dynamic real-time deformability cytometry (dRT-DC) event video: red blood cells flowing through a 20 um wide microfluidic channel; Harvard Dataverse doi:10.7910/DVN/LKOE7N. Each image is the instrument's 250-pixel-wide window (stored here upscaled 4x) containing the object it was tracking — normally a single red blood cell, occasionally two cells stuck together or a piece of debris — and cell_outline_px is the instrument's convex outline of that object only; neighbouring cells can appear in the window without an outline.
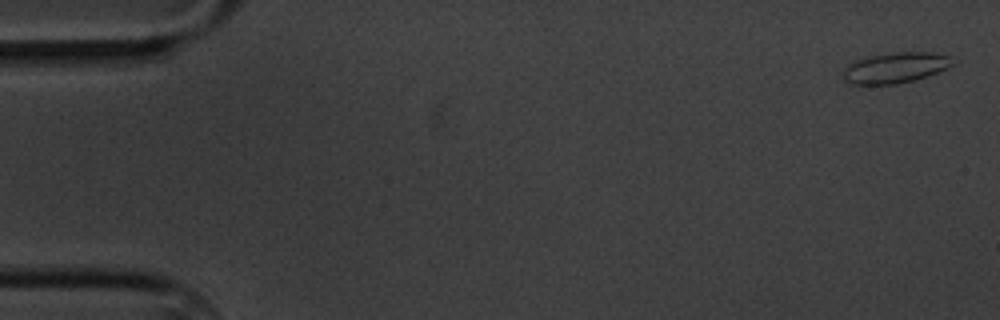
{"species": "common noctule bat (a hibernating species)", "species_latin": "Nyctalus noctula", "temperature_condition": "cold", "stored_images_in_passage": 10, "camera_frame_rate_fps": 3000, "um_per_image_px": 0.085, "animal": {"sex": "male", "body_mass_g": 20.1, "forearm_length_mm": 53.5}, "frame": {"image": 1, "passage_image": 1, "time_ms": 0.0, "image_size_px": [1000, 320], "cell_outline_px": [[956, 64], [948, 68], [928, 76], [916, 80], [896, 84], [848, 84], [844, 80], [840, 72], [848, 64], [856, 60], [868, 56], [892, 52], [928, 52], [948, 56]], "centroid_in_image_um": [76.07, 5.76], "position_along_channel_um": 8.9, "area_um2": 19.83}}
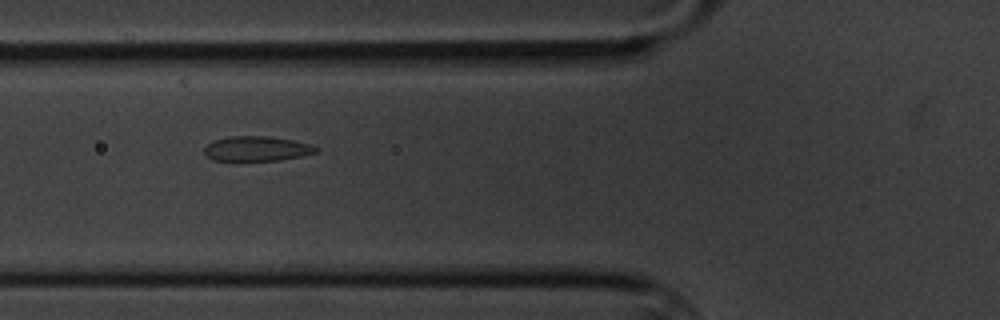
{"frame": {"image": 2, "passage_image": 6, "time_ms": 6.667, "image_size_px": [1000, 320], "cell_outline_px": [[320, 152], [280, 160], [236, 164], [232, 164], [212, 160], [204, 152], [204, 148], [212, 140], [228, 136], [268, 136], [292, 140], [308, 144], [320, 148]], "centroid_in_image_um": [21.75, 12.69], "position_along_channel_um": 104.0, "area_um2": 17.17}}
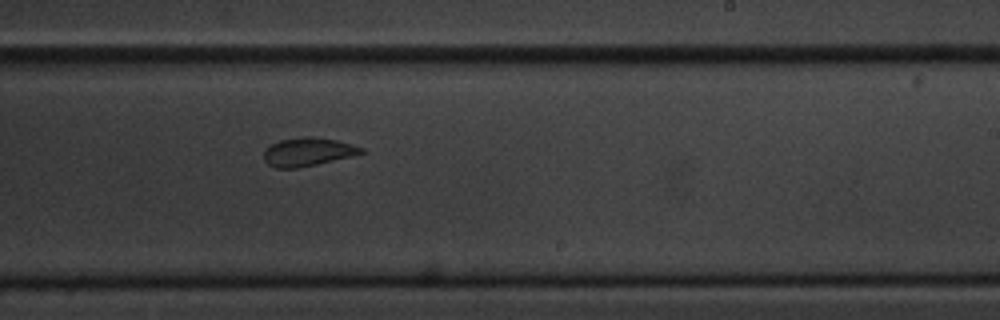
{"frame": {"image": 3, "passage_image": 10, "time_ms": 11.333, "image_size_px": [1000, 320], "cell_outline_px": [[364, 152], [352, 156], [316, 164], [296, 168], [276, 168], [268, 164], [264, 160], [264, 152], [272, 144], [280, 140], [304, 136], [312, 136], [336, 140], [352, 144], [364, 148]], "centroid_in_image_um": [26.17, 12.9], "position_along_channel_um": 262.8, "area_um2": 15.95}}